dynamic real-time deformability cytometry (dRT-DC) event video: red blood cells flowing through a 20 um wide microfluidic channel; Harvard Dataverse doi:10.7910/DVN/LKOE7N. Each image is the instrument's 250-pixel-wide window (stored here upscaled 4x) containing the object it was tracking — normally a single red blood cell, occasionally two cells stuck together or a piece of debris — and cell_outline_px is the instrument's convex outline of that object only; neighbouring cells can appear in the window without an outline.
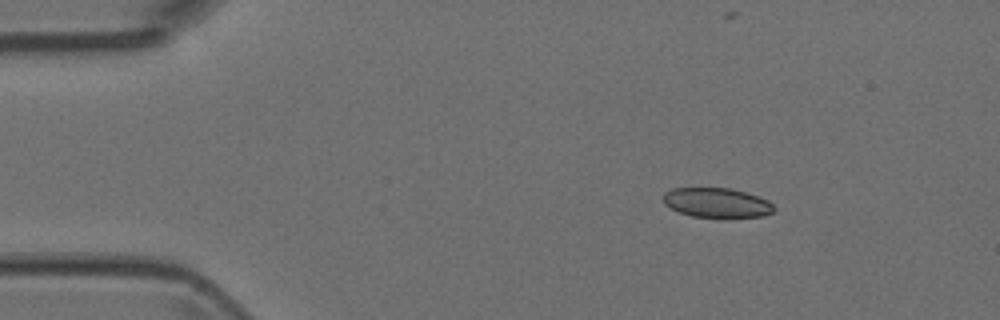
{"species": "Egyptian fruit bat (a non-hibernating species)", "species_latin": "Rousettus aegyptiacus", "temperature_condition": "room temperature", "stored_images_in_passage": 5, "camera_frame_rate_fps": 3000, "um_per_image_px": 0.085, "animal": {"sex": "female"}, "frame": {"image": 1, "passage_image": 2, "time_ms": 0.333, "image_size_px": [1000, 320], "cell_outline_px": [[776, 208], [772, 212], [764, 216], [728, 220], [724, 220], [692, 216], [680, 212], [664, 204], [664, 192], [672, 188], [732, 188], [768, 200]], "centroid_in_image_um": [60.97, 17.28], "position_along_channel_um": 24.0, "area_um2": 19.77}}